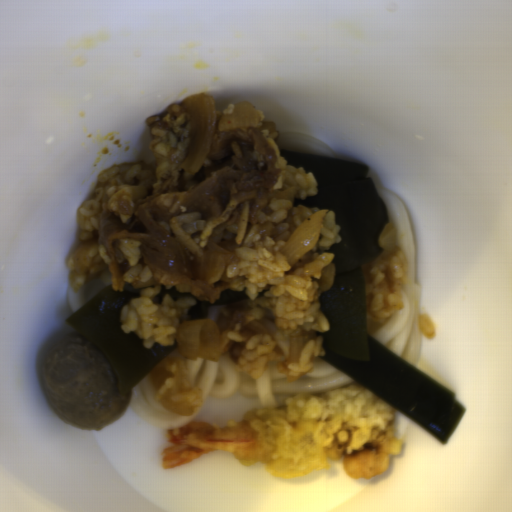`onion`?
Listing matches in <instances>:
<instances>
[{"label":"onion","mask_w":512,"mask_h":512,"mask_svg":"<svg viewBox=\"0 0 512 512\" xmlns=\"http://www.w3.org/2000/svg\"><path fill=\"white\" fill-rule=\"evenodd\" d=\"M234 255L216 243L208 246L207 253L193 258L190 273L194 280H205L214 277L228 267Z\"/></svg>","instance_id":"4"},{"label":"onion","mask_w":512,"mask_h":512,"mask_svg":"<svg viewBox=\"0 0 512 512\" xmlns=\"http://www.w3.org/2000/svg\"><path fill=\"white\" fill-rule=\"evenodd\" d=\"M328 210H318L302 222L288 238L280 252L291 266L310 252L318 243L322 224Z\"/></svg>","instance_id":"3"},{"label":"onion","mask_w":512,"mask_h":512,"mask_svg":"<svg viewBox=\"0 0 512 512\" xmlns=\"http://www.w3.org/2000/svg\"><path fill=\"white\" fill-rule=\"evenodd\" d=\"M178 354L183 359L205 358L219 362L222 338L211 320L184 321L176 332Z\"/></svg>","instance_id":"2"},{"label":"onion","mask_w":512,"mask_h":512,"mask_svg":"<svg viewBox=\"0 0 512 512\" xmlns=\"http://www.w3.org/2000/svg\"><path fill=\"white\" fill-rule=\"evenodd\" d=\"M396 236H397V232H396L395 228L390 223L386 224L380 234L379 246L382 249H385L388 251H394Z\"/></svg>","instance_id":"6"},{"label":"onion","mask_w":512,"mask_h":512,"mask_svg":"<svg viewBox=\"0 0 512 512\" xmlns=\"http://www.w3.org/2000/svg\"><path fill=\"white\" fill-rule=\"evenodd\" d=\"M192 121L193 143L186 158L178 164L181 170L195 173L209 153L216 127L215 100L212 95L195 94L185 99Z\"/></svg>","instance_id":"1"},{"label":"onion","mask_w":512,"mask_h":512,"mask_svg":"<svg viewBox=\"0 0 512 512\" xmlns=\"http://www.w3.org/2000/svg\"><path fill=\"white\" fill-rule=\"evenodd\" d=\"M257 127H260V111L248 100H242L235 103L229 114L223 115L218 131Z\"/></svg>","instance_id":"5"}]
</instances>
